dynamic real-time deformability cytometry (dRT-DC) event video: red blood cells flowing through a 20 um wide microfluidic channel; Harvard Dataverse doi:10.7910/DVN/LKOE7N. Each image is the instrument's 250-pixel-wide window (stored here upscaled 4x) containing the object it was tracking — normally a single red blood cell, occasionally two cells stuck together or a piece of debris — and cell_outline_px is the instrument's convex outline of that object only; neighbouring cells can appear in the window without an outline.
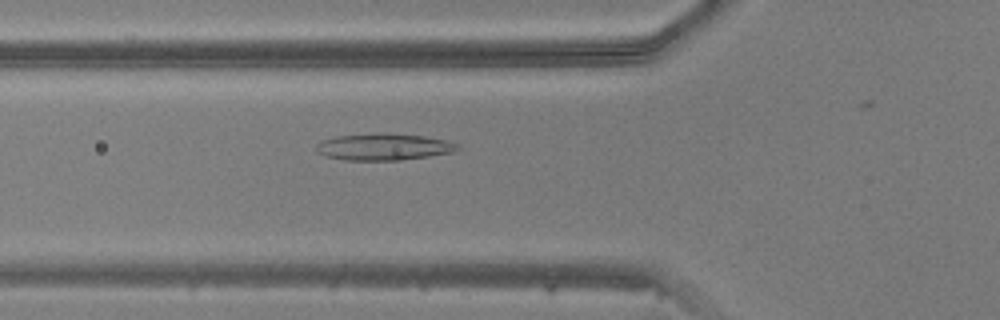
{"species": "common noctule bat (a hibernating species)", "species_latin": "Nyctalus noctula", "temperature_condition": "warm", "stored_images_in_passage": 7, "camera_frame_rate_fps": 3000, "um_per_image_px": 0.085, "animal": {"sex": "male", "body_mass_g": 20.5, "forearm_length_mm": 52.5}, "frame": {"image": 1, "passage_image": 3, "time_ms": 0.667, "image_size_px": [1000, 320], "cell_outline_px": [[460, 148], [452, 152], [428, 156], [400, 160], [344, 160], [328, 156], [316, 152], [316, 144], [320, 140], [336, 136], [376, 132], [424, 136], [444, 140], [460, 144]], "centroid_in_image_um": [32.58, 12.47], "position_along_channel_um": 93.2, "area_um2": 22.08}}
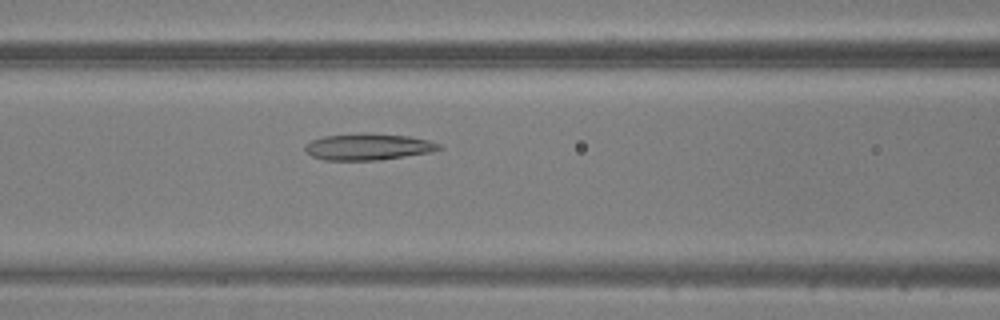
{"frame": {"image": 2, "passage_image": 6, "time_ms": 1.667, "image_size_px": [1000, 320], "cell_outline_px": [[444, 148], [428, 152], [380, 160], [324, 160], [312, 156], [304, 148], [312, 140], [324, 136], [360, 132], [368, 132], [408, 136], [428, 140], [440, 144]], "centroid_in_image_um": [31.3, 12.46], "position_along_channel_um": 135.3, "area_um2": 20.69}}